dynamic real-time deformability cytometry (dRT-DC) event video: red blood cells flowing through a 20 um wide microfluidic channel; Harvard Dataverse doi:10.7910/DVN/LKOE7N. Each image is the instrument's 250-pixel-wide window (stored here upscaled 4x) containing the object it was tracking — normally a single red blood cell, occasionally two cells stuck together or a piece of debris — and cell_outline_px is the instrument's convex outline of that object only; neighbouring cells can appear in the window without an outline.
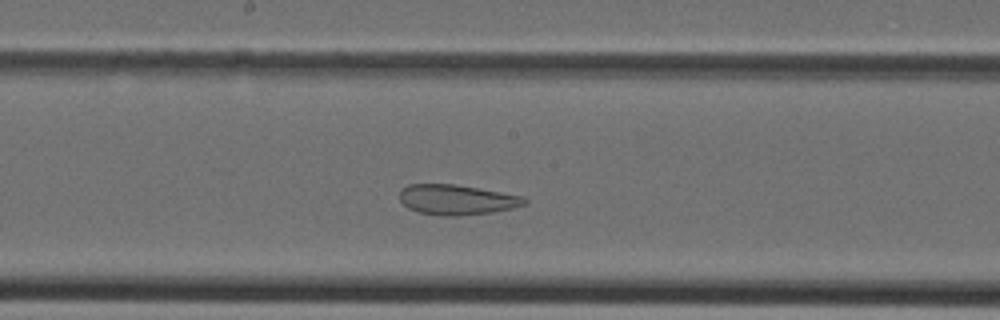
{"species": "Egyptian fruit bat (a non-hibernating species)", "species_latin": "Rousettus aegyptiacus", "temperature_condition": "cold", "stored_images_in_passage": 31, "camera_frame_rate_fps": 3000, "um_per_image_px": 0.085, "animal": {"sex": "female"}, "frame": {"image": 1, "passage_image": 15, "time_ms": 4.667, "image_size_px": [1000, 320], "cell_outline_px": [[528, 204], [512, 208], [492, 212], [456, 216], [444, 216], [416, 212], [408, 208], [400, 200], [400, 188], [408, 184], [456, 184], [524, 196], [528, 200]], "centroid_in_image_um": [38.83, 16.97], "position_along_channel_um": 209.4, "area_um2": 22.14}}
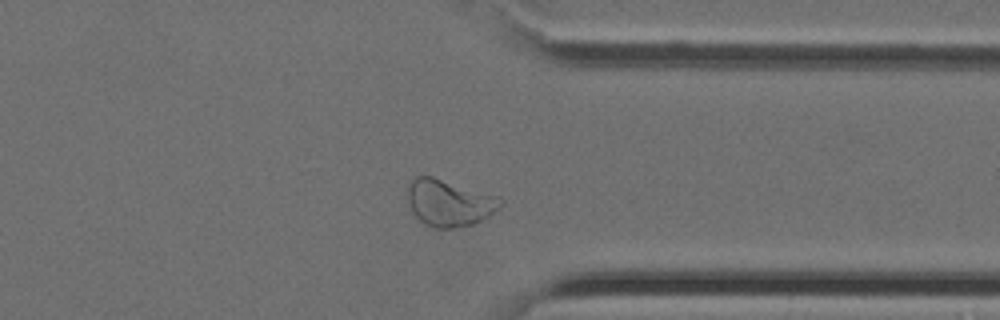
{"frame": {"image": 2, "passage_image": 25, "time_ms": 8.0, "image_size_px": [1000, 320], "cell_outline_px": [[504, 204], [500, 208], [488, 216], [472, 224], [456, 228], [432, 228], [424, 224], [412, 212], [408, 200], [408, 188], [412, 180], [416, 176], [432, 176], [500, 196], [504, 200]], "centroid_in_image_um": [38.22, 17.24], "position_along_channel_um": 373.2, "area_um2": 25.43}}
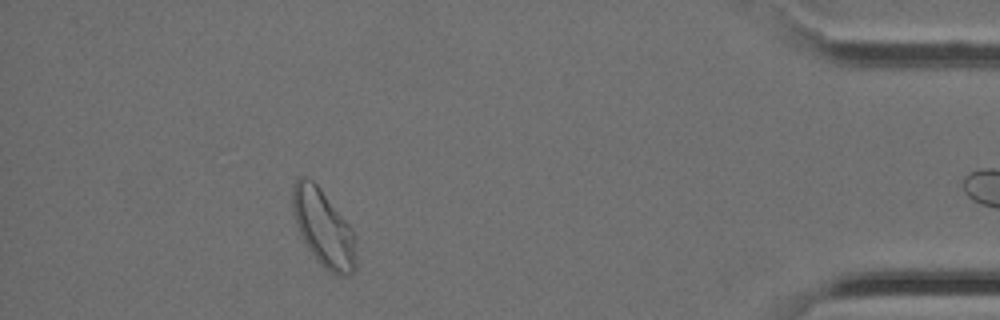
{"frame": {"image": 3, "passage_image": 30, "time_ms": 9.667, "image_size_px": [1000, 320], "cell_outline_px": [[356, 268], [348, 276], [336, 276], [324, 268], [316, 260], [304, 244], [300, 236], [296, 224], [292, 208], [292, 188], [296, 176], [308, 176], [316, 184], [352, 228], [356, 244]], "centroid_in_image_um": [27.48, 19.41], "position_along_channel_um": 407.7, "area_um2": 28.84}}